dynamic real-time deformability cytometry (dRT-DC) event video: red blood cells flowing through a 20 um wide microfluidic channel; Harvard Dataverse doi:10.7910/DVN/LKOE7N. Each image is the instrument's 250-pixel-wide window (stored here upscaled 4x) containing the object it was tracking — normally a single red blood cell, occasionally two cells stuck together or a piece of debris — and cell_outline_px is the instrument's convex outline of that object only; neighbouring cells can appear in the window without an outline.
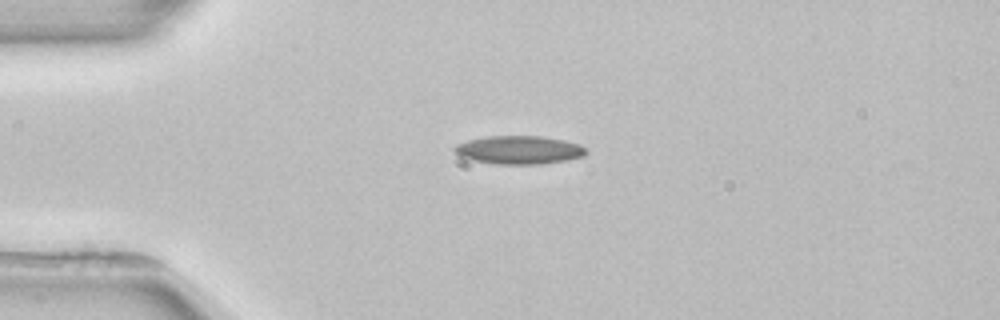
{"species": "common noctule bat (a hibernating species)", "species_latin": "Nyctalus noctula", "temperature_condition": "room temperature", "stored_images_in_passage": 3, "camera_frame_rate_fps": 3000, "um_per_image_px": 0.085, "animal": {"sex": "female", "body_mass_g": 22.7, "forearm_length_mm": 54.2}, "frame": {"image": 1, "passage_image": 2, "time_ms": 1.667, "image_size_px": [1000, 320], "cell_outline_px": [[588, 152], [584, 156], [568, 160], [540, 164], [496, 164], [472, 160], [460, 156], [452, 148], [456, 144], [468, 140], [488, 136], [544, 136], [564, 140], [580, 144], [588, 148]], "centroid_in_image_um": [44.16, 12.74], "position_along_channel_um": 40.8, "area_um2": 21.91}}